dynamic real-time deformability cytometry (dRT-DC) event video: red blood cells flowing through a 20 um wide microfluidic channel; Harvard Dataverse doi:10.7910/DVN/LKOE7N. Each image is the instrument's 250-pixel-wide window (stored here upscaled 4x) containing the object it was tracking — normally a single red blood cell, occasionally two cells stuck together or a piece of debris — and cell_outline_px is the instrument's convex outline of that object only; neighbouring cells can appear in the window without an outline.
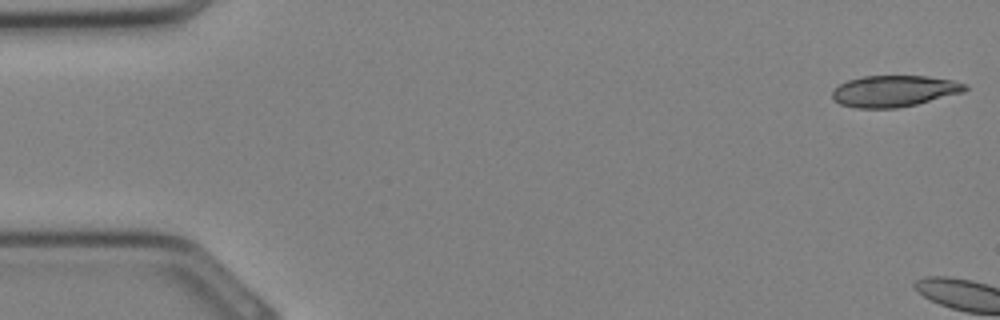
{"species": "Egyptian fruit bat (a non-hibernating species)", "species_latin": "Rousettus aegyptiacus", "temperature_condition": "cold", "stored_images_in_passage": 3, "camera_frame_rate_fps": 3000, "um_per_image_px": 0.085, "animal": {"sex": "female"}, "frame": {"image": 1, "passage_image": 1, "time_ms": 0.0, "image_size_px": [1000, 320], "cell_outline_px": [[968, 88], [964, 92], [916, 104], [896, 108], [856, 108], [840, 104], [832, 100], [832, 92], [840, 84], [848, 80], [864, 76], [928, 76], [952, 80], [968, 84]], "centroid_in_image_um": [76.01, 7.74], "position_along_channel_um": 9.0, "area_um2": 24.28}}